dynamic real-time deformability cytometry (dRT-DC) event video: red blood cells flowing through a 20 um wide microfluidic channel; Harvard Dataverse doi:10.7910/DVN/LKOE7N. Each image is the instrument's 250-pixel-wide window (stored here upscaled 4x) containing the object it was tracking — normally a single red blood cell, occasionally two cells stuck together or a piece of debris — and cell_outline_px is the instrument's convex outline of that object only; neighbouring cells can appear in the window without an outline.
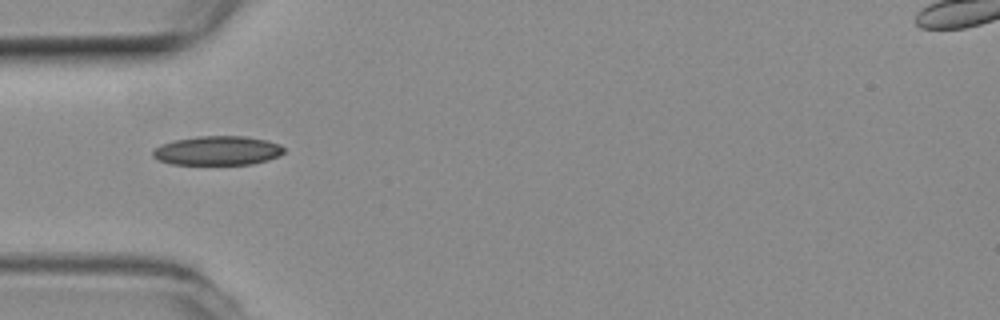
{"species": "common noctule bat (a hibernating species)", "species_latin": "Nyctalus noctula", "temperature_condition": "room temperature", "stored_images_in_passage": 1, "camera_frame_rate_fps": 3000, "um_per_image_px": 0.085, "animal": {"sex": "female", "body_mass_g": 19.3, "forearm_length_mm": 54.1}, "frame": {"image": 1, "passage_image": 1, "time_ms": 0.0, "image_size_px": [1000, 320], "cell_outline_px": [[284, 152], [280, 156], [268, 160], [252, 164], [172, 164], [160, 160], [152, 156], [152, 148], [160, 144], [172, 140], [200, 136], [244, 136], [268, 140], [280, 144], [284, 148]], "centroid_in_image_um": [18.49, 12.79], "position_along_channel_um": 66.5, "area_um2": 22.48}}